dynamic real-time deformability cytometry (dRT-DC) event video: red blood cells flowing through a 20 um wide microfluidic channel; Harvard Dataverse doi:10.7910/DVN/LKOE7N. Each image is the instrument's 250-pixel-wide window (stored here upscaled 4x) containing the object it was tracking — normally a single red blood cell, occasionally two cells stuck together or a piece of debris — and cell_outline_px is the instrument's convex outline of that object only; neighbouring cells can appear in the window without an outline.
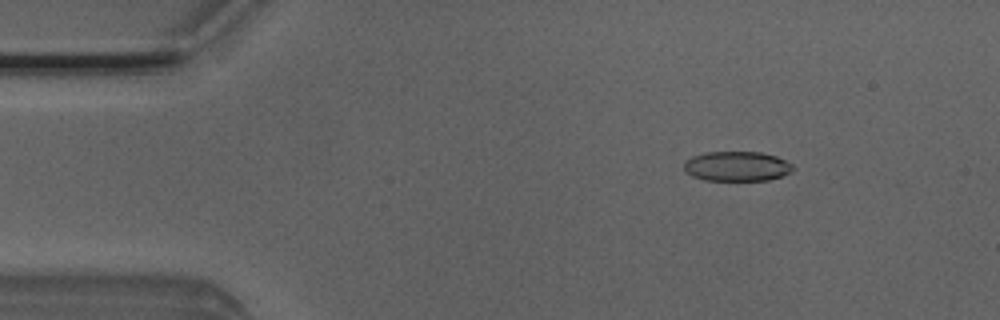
{"species": "Egyptian fruit bat (a non-hibernating species)", "species_latin": "Rousettus aegyptiacus", "temperature_condition": "room temperature", "stored_images_in_passage": 44, "camera_frame_rate_fps": 3000, "um_per_image_px": 0.085, "animal": {"sex": "male"}, "frame": {"image": 1, "passage_image": 7, "time_ms": 2.0, "image_size_px": [1000, 320], "cell_outline_px": [[796, 168], [792, 172], [768, 180], [704, 180], [692, 176], [684, 172], [684, 164], [692, 156], [704, 152], [760, 152], [776, 156], [792, 164]], "centroid_in_image_um": [62.63, 14.13], "position_along_channel_um": 22.4, "area_um2": 18.96}}
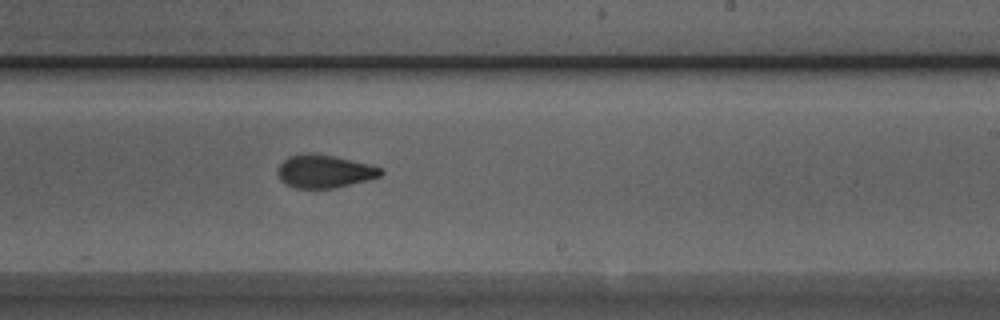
{"frame": {"image": 2, "passage_image": 30, "time_ms": 9.667, "image_size_px": [1000, 320], "cell_outline_px": [[384, 172], [380, 176], [332, 188], [296, 188], [280, 180], [276, 172], [280, 164], [288, 156], [308, 152], [332, 156], [368, 164], [380, 168]], "centroid_in_image_um": [27.51, 14.55], "position_along_channel_um": 261.5, "area_um2": 19.42}}
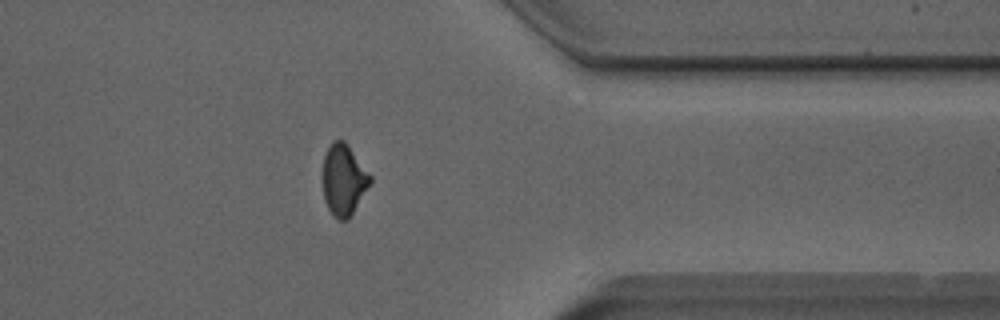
{"frame": {"image": 3, "passage_image": 40, "time_ms": 13.0, "image_size_px": [1000, 320], "cell_outline_px": [[372, 180], [348, 220], [336, 220], [332, 216], [324, 200], [324, 156], [332, 140], [344, 140], [348, 144], [372, 176]], "centroid_in_image_um": [29.22, 15.29], "position_along_channel_um": 382.2, "area_um2": 19.54}, "authors_computed_cell_mechanics": {"area_um2": 20.0566, "velocity_mm_per_s": 4.0396, "shape_relaxation_time_tau1_ms": 4.7651, "shape_relaxation_time_tau2_ms": 2.4263, "deformation_change_tau1": 0.1314, "deformation_change_tau2": 0.0644}}